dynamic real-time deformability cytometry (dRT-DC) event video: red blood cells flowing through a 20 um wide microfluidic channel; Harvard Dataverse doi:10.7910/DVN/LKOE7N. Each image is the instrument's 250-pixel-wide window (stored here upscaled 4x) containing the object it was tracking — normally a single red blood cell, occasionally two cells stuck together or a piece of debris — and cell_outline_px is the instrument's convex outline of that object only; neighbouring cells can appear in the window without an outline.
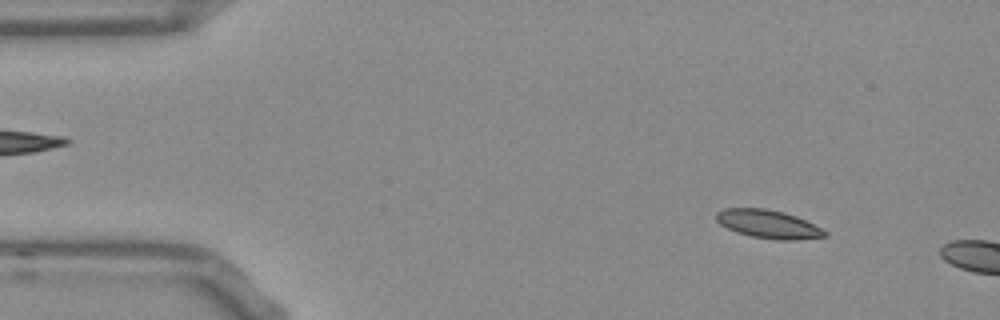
{"species": "Egyptian fruit bat (a non-hibernating species)", "species_latin": "Rousettus aegyptiacus", "temperature_condition": "room temperature", "stored_images_in_passage": 9, "camera_frame_rate_fps": 3000, "um_per_image_px": 0.085, "frame": {"image": 1, "passage_image": 6, "time_ms": 1.667, "image_size_px": [1000, 320], "cell_outline_px": [[828, 236], [796, 240], [776, 240], [752, 236], [736, 232], [720, 224], [716, 220], [716, 212], [724, 208], [764, 208], [784, 212], [796, 216], [828, 232]], "centroid_in_image_um": [65.29, 19.05], "position_along_channel_um": 19.7, "area_um2": 17.86}}